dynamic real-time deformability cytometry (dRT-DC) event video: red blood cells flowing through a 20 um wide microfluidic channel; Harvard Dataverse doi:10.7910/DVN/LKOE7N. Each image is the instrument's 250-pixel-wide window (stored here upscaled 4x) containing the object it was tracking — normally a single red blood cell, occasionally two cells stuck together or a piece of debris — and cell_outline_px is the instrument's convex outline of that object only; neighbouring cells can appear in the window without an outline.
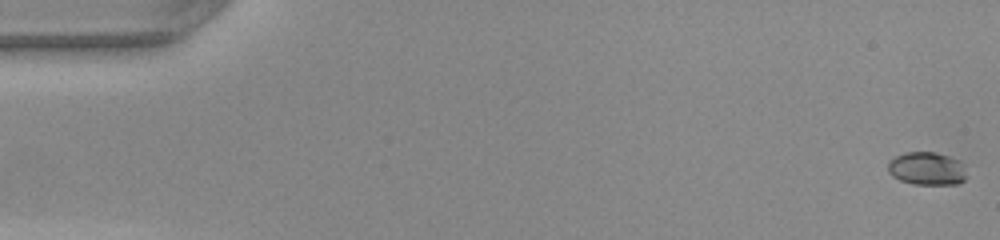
{"species": "common noctule bat (a hibernating species)", "species_latin": "Nyctalus noctula", "temperature_condition": "warm", "stored_images_in_passage": 50, "camera_frame_rate_fps": 3000, "um_per_image_px": 0.085, "animal": {"sex": "female", "body_mass_g": 22.0, "forearm_length_mm": 56.7}, "frame": {"image": 1, "passage_image": 1, "time_ms": 0.0, "image_size_px": [1000, 240], "cell_outline_px": [[964, 180], [956, 184], [912, 184], [900, 180], [892, 176], [888, 172], [888, 164], [896, 156], [904, 152], [936, 152], [960, 160], [964, 164]], "centroid_in_image_um": [78.77, 14.32], "position_along_channel_um": 6.2, "area_um2": 15.09}}
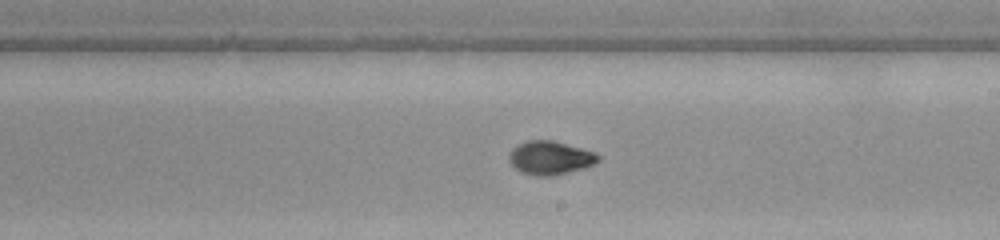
{"frame": {"image": 2, "passage_image": 29, "time_ms": 9.333, "image_size_px": [1000, 240], "cell_outline_px": [[600, 160], [584, 168], [552, 176], [536, 176], [524, 172], [516, 168], [508, 160], [508, 156], [512, 148], [516, 144], [528, 140], [552, 140], [596, 152], [600, 156]], "centroid_in_image_um": [46.76, 13.4], "position_along_channel_um": 242.2, "area_um2": 17.4}}
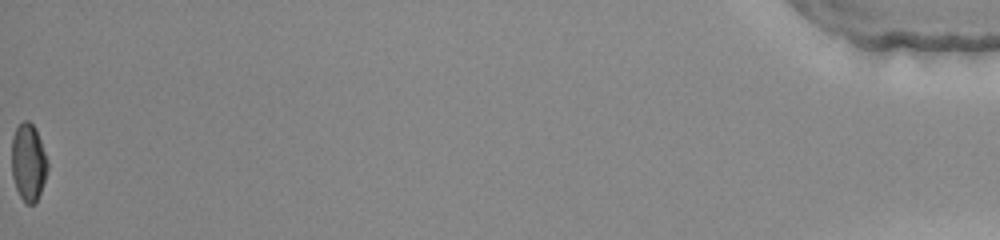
{"frame": {"image": 3, "passage_image": 50, "time_ms": 16.333, "image_size_px": [1000, 240], "cell_outline_px": [[48, 168], [40, 192], [36, 200], [32, 204], [28, 204], [20, 196], [16, 188], [12, 176], [12, 136], [16, 128], [24, 120], [28, 120], [36, 128], [48, 160]], "centroid_in_image_um": [2.41, 13.75], "position_along_channel_um": 432.8, "area_um2": 16.07}, "authors_computed_cell_mechanics": {"area_um2": 16.3285, "velocity_mm_per_s": 4.1993, "shape_relaxation_time_tau1_ms": 4.212, "shape_relaxation_time_tau2_ms": 1.1921, "deformation_change_tau1": 0.2106, "deformation_change_tau2": 0.0446}}